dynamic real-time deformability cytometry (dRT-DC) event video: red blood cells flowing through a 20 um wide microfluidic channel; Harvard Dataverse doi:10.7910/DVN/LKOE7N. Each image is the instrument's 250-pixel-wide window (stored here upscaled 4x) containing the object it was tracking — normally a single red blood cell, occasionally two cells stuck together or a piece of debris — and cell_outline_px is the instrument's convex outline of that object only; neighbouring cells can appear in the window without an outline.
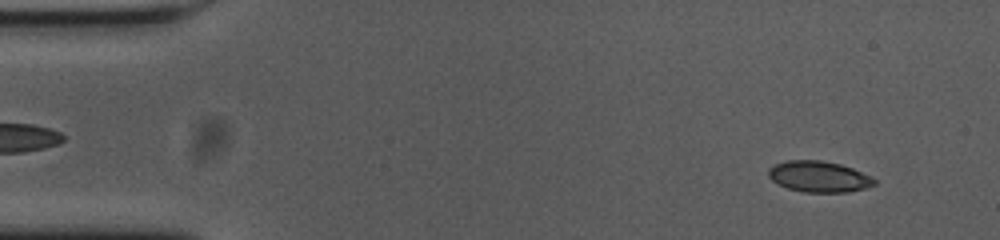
{"species": "common noctule bat (a hibernating species)", "species_latin": "Nyctalus noctula", "temperature_condition": "cold", "stored_images_in_passage": 54, "camera_frame_rate_fps": 3000, "um_per_image_px": 0.085, "animal": {"sex": "female", "body_mass_g": 23.0, "forearm_length_mm": 53.4}, "frame": {"image": 1, "passage_image": 4, "time_ms": 1.0, "image_size_px": [1000, 240], "cell_outline_px": [[876, 184], [868, 188], [848, 192], [804, 192], [788, 188], [776, 184], [768, 176], [768, 168], [776, 164], [788, 160], [820, 160], [840, 164], [852, 168], [872, 176], [876, 180]], "centroid_in_image_um": [69.62, 15.02], "position_along_channel_um": 15.4, "area_um2": 19.31}}
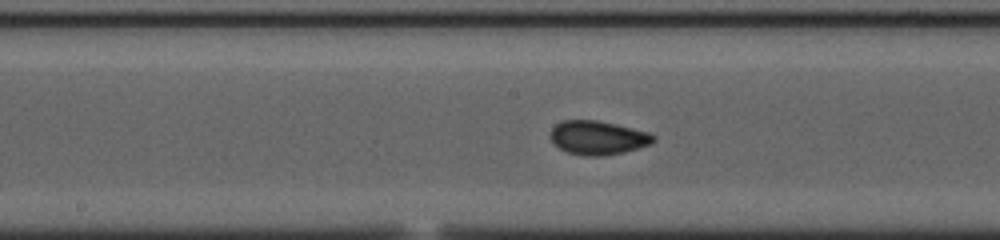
{"frame": {"image": 2, "passage_image": 27, "time_ms": 8.667, "image_size_px": [1000, 240], "cell_outline_px": [[656, 140], [652, 144], [624, 152], [600, 156], [584, 156], [568, 152], [560, 148], [548, 136], [548, 132], [560, 120], [596, 120], [616, 124], [648, 132], [656, 136]], "centroid_in_image_um": [50.81, 11.7], "position_along_channel_um": 197.4, "area_um2": 20.46}}
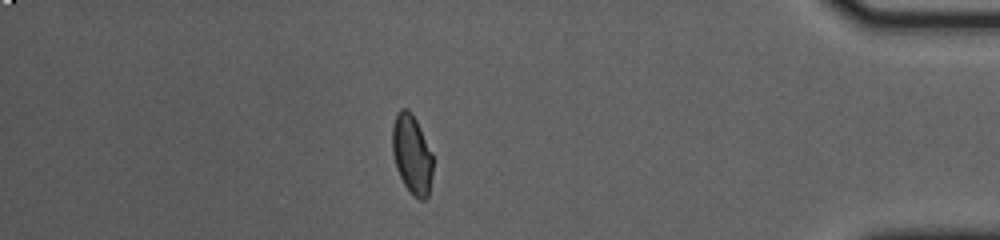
{"frame": {"image": 3, "passage_image": 47, "time_ms": 15.333, "image_size_px": [1000, 240], "cell_outline_px": [[432, 172], [428, 196], [424, 200], [420, 200], [412, 196], [404, 184], [396, 168], [392, 152], [392, 128], [396, 116], [400, 108], [408, 108], [412, 112], [432, 152]], "centroid_in_image_um": [35.0, 13.12], "position_along_channel_um": 400.2, "area_um2": 18.79}, "authors_computed_cell_mechanics": {"area_um2": 19.0162, "velocity_mm_per_s": 3.6777, "shape_relaxation_time_tau1_ms": 5.4337, "shape_relaxation_time_tau2_ms": 0.9492, "deformation_change_tau1": 0.1358, "deformation_change_tau2": 0.0425}}